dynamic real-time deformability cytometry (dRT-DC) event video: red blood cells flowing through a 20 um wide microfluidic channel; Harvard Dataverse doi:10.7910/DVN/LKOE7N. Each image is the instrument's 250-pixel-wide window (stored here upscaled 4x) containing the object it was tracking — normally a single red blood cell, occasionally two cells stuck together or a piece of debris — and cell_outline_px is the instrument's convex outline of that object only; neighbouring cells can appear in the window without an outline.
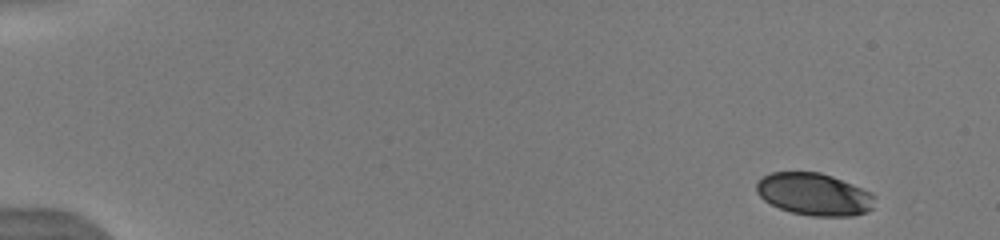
{"species": "human", "species_latin": "Homo sapiens", "temperature_condition": "warm", "stored_images_in_passage": 10, "camera_frame_rate_fps": 3000, "um_per_image_px": 0.085, "donor": {"sex": "male"}, "frame": {"image": 1, "passage_image": 1, "time_ms": 0.0, "image_size_px": [1000, 240], "cell_outline_px": [[876, 196], [872, 208], [868, 212], [852, 216], [812, 216], [792, 212], [780, 208], [764, 200], [756, 192], [756, 184], [764, 176], [772, 172], [820, 172], [832, 176], [872, 192]], "centroid_in_image_um": [69.23, 16.51], "position_along_channel_um": 15.8, "area_um2": 29.13}}
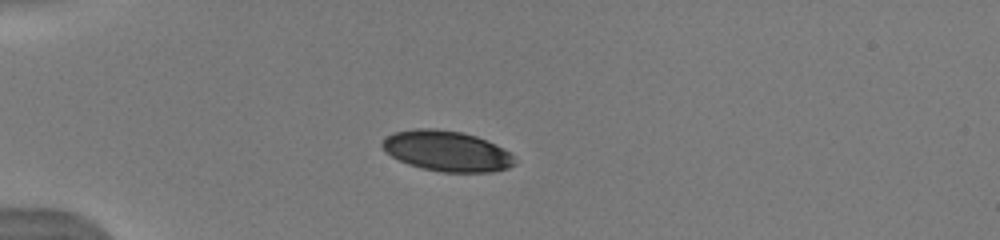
{"frame": {"image": 2, "passage_image": 7, "time_ms": 3.667, "image_size_px": [1000, 240], "cell_outline_px": [[516, 164], [508, 168], [492, 172], [440, 172], [420, 168], [408, 164], [392, 156], [380, 144], [392, 132], [412, 128], [432, 128], [460, 132], [476, 136], [508, 152], [516, 160]], "centroid_in_image_um": [37.95, 12.84], "position_along_channel_um": 47.0, "area_um2": 30.98}}